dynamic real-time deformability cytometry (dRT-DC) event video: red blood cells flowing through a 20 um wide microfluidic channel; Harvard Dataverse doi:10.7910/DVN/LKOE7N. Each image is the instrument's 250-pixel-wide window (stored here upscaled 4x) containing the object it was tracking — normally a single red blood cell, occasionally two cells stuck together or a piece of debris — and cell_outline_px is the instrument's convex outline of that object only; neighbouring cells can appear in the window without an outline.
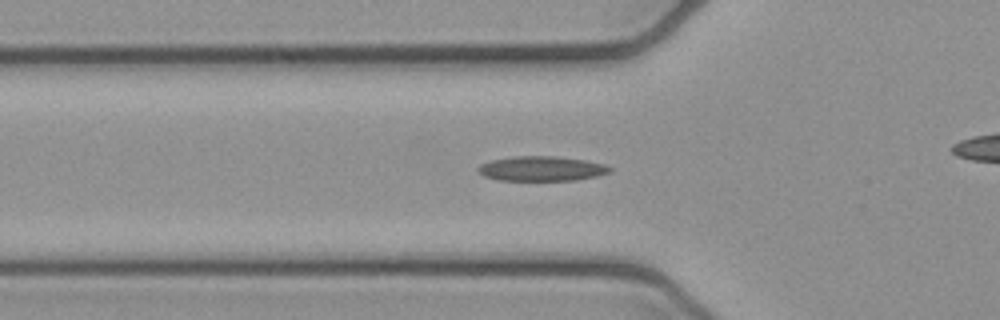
{"species": "common noctule bat (a hibernating species)", "species_latin": "Nyctalus noctula", "temperature_condition": "cold", "stored_images_in_passage": 42, "camera_frame_rate_fps": 3000, "um_per_image_px": 0.085, "animal": {"sex": "female", "body_mass_g": 21.9}, "frame": {"image": 1, "passage_image": 7, "time_ms": 2.0, "image_size_px": [1000, 320], "cell_outline_px": [[612, 172], [596, 176], [576, 180], [496, 180], [484, 176], [476, 172], [476, 168], [480, 164], [492, 160], [516, 156], [556, 156], [584, 160], [604, 164], [612, 168]], "centroid_in_image_um": [46.01, 14.33], "position_along_channel_um": 79.8, "area_um2": 19.07}}
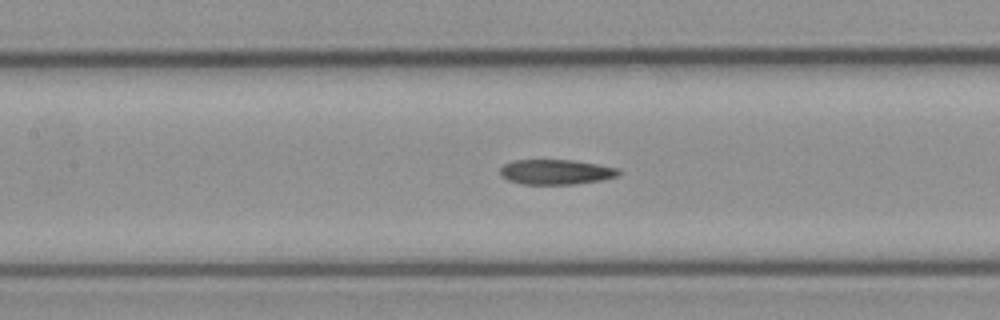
{"frame": {"image": 2, "passage_image": 13, "time_ms": 4.0, "image_size_px": [1000, 320], "cell_outline_px": [[620, 172], [616, 176], [600, 180], [576, 184], [524, 184], [508, 180], [500, 176], [500, 168], [504, 164], [512, 160], [572, 160], [620, 168]], "centroid_in_image_um": [47.22, 14.61], "position_along_channel_um": 160.2, "area_um2": 17.22}}
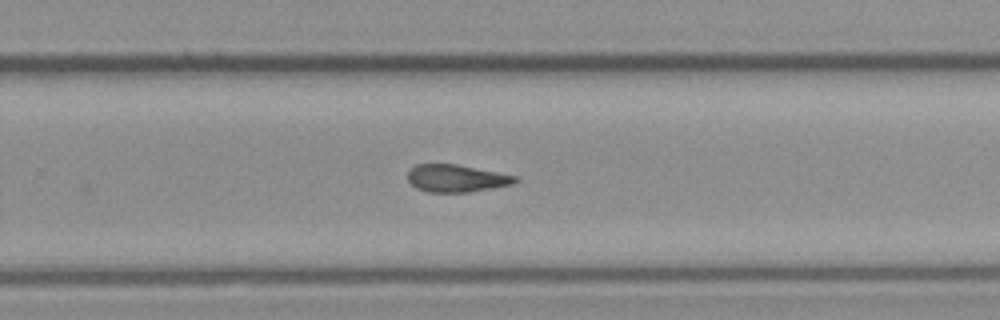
{"frame": {"image": 3, "passage_image": 23, "time_ms": 7.333, "image_size_px": [1000, 320], "cell_outline_px": [[520, 180], [512, 184], [492, 188], [468, 192], [428, 192], [416, 188], [408, 180], [408, 168], [416, 164], [456, 164], [516, 176]], "centroid_in_image_um": [38.75, 15.15], "position_along_channel_um": 291.0, "area_um2": 17.11}, "authors_computed_cell_mechanics": {"area_um2": 17.6001, "velocity_mm_per_s": 3.9524, "shape_relaxation_time_tau1_ms": null, "shape_relaxation_time_tau2_ms": 5.6321, "deformation_change_tau1": null, "deformation_change_tau2": 0.1073}}